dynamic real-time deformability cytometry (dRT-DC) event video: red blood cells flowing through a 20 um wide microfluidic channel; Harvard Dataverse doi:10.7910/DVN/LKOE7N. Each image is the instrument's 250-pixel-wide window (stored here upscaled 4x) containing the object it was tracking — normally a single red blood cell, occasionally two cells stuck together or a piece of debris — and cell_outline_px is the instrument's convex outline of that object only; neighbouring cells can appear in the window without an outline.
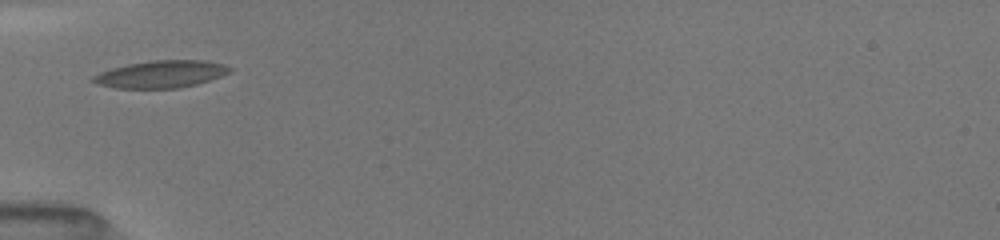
{"species": "common noctule bat (a hibernating species)", "species_latin": "Nyctalus noctula", "temperature_condition": "room temperature", "stored_images_in_passage": 32, "camera_frame_rate_fps": 3000, "um_per_image_px": 0.085, "animal": {"sex": "female", "body_mass_g": 19.5, "forearm_length_mm": 54.1}, "frame": {"image": 1, "passage_image": 1, "time_ms": 0.0, "image_size_px": [1000, 240], "cell_outline_px": [[232, 68], [228, 72], [220, 76], [196, 84], [180, 88], [116, 88], [100, 84], [92, 80], [92, 76], [100, 72], [112, 68], [128, 64], [152, 60], [200, 60], [220, 64]], "centroid_in_image_um": [13.65, 6.3], "position_along_channel_um": 71.4, "area_um2": 21.27}}
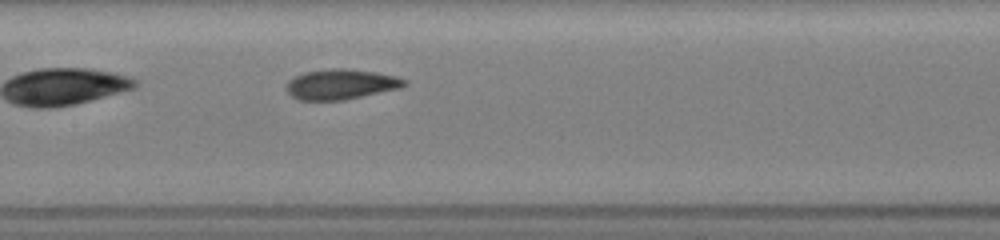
{"frame": {"image": 2, "passage_image": 9, "time_ms": 2.667, "image_size_px": [1000, 240], "cell_outline_px": [[408, 84], [400, 88], [344, 100], [296, 100], [288, 92], [288, 80], [304, 72], [332, 68], [348, 68], [376, 72], [396, 76], [408, 80]], "centroid_in_image_um": [29.01, 7.16], "position_along_channel_um": 178.4, "area_um2": 20.81}}
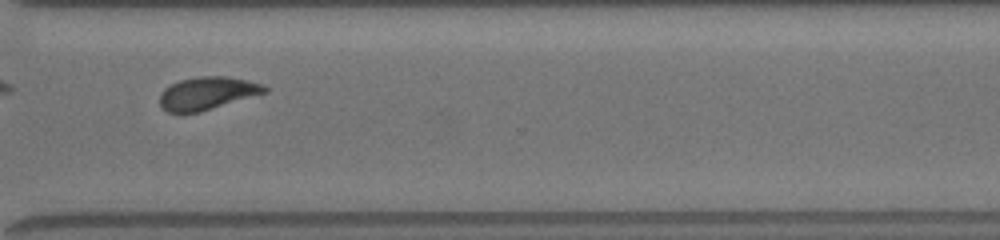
{"frame": {"image": 3, "passage_image": 22, "time_ms": 7.0, "image_size_px": [1000, 240], "cell_outline_px": [[268, 92], [200, 112], [168, 112], [160, 108], [160, 92], [164, 88], [180, 80], [200, 76], [228, 76], [248, 80], [264, 84], [268, 88]], "centroid_in_image_um": [17.64, 7.92], "position_along_channel_um": 353.0, "area_um2": 20.17}, "authors_computed_cell_mechanics": {"area_um2": 20.1722, "velocity_mm_per_s": 4.0345, "shape_relaxation_time_tau1_ms": 3.088, "shape_relaxation_time_tau2_ms": 1.3544, "deformation_change_tau1": 0.1518, "deformation_change_tau2": 0.085}}